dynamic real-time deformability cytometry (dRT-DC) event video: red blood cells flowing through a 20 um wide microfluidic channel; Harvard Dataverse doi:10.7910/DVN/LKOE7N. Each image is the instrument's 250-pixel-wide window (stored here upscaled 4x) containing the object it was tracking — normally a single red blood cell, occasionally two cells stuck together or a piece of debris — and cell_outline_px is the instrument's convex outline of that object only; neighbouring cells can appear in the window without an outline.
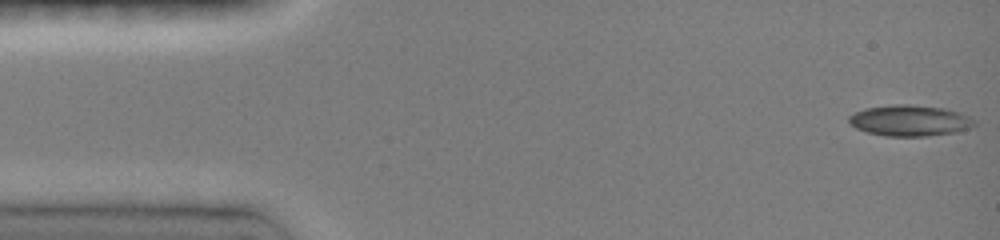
{"species": "common noctule bat (a hibernating species)", "species_latin": "Nyctalus noctula", "temperature_condition": "room temperature", "stored_images_in_passage": 46, "camera_frame_rate_fps": 3000, "um_per_image_px": 0.085, "animal": {"sex": "female", "body_mass_g": 19.0, "forearm_length_mm": 51.5}, "frame": {"image": 1, "passage_image": 1, "time_ms": 0.0, "image_size_px": [1000, 240], "cell_outline_px": [[976, 124], [968, 128], [952, 132], [924, 136], [888, 136], [868, 132], [856, 128], [848, 120], [848, 116], [864, 108], [892, 104], [908, 104], [944, 108], [960, 112], [976, 120]], "centroid_in_image_um": [77.33, 10.23], "position_along_channel_um": 7.7, "area_um2": 22.48}}
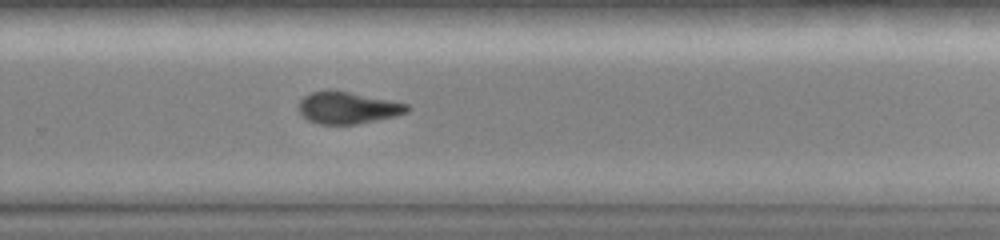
{"frame": {"image": 2, "passage_image": 31, "time_ms": 10.0, "image_size_px": [1000, 240], "cell_outline_px": [[412, 108], [408, 112], [376, 120], [356, 124], [320, 124], [308, 120], [300, 112], [300, 100], [304, 96], [312, 92], [328, 88], [332, 88], [408, 104]], "centroid_in_image_um": [29.55, 9.13], "position_along_channel_um": 300.3, "area_um2": 20.17}}
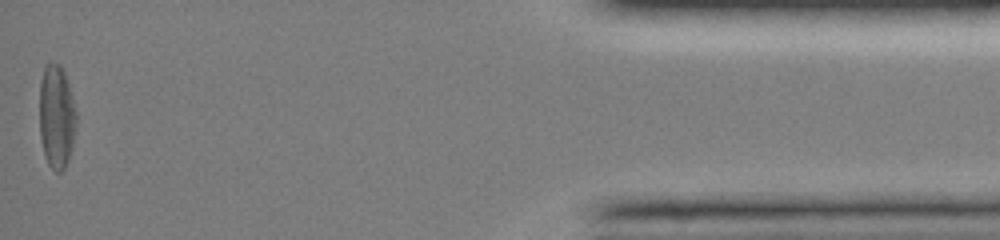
{"frame": {"image": 3, "passage_image": 46, "time_ms": 15.0, "image_size_px": [1000, 240], "cell_outline_px": [[76, 124], [72, 148], [68, 160], [64, 168], [60, 172], [56, 172], [48, 164], [44, 156], [40, 136], [40, 80], [44, 64], [52, 60], [60, 64], [64, 72], [72, 96], [76, 112]], "centroid_in_image_um": [4.79, 9.88], "position_along_channel_um": 430.4, "area_um2": 22.48}, "authors_computed_cell_mechanics": {"area_um2": 21.0392, "velocity_mm_per_s": 4.1066, "shape_relaxation_time_tau1_ms": 3.723, "shape_relaxation_time_tau2_ms": 6.7024, "deformation_change_tau1": 0.169, "deformation_change_tau2": 0.1537}}